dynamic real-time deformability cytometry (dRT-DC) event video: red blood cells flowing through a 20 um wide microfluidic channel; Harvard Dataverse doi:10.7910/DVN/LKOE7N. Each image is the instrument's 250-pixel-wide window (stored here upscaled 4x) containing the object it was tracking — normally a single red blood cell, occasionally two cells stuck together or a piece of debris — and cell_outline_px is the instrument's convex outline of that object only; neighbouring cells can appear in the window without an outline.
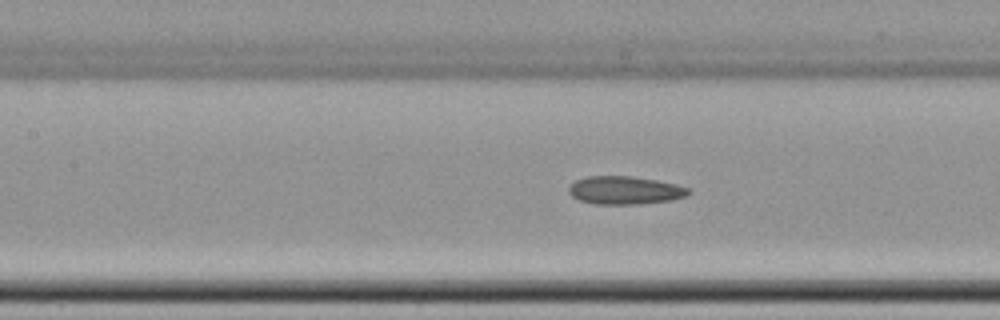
{"species": "common noctule bat (a hibernating species)", "species_latin": "Nyctalus noctula", "temperature_condition": "cold", "stored_images_in_passage": 13, "camera_frame_rate_fps": 3000, "um_per_image_px": 0.085, "animal": {"sex": "female", "body_mass_g": 22.7, "forearm_length_mm": 54.2}, "frame": {"image": 1, "passage_image": 11, "time_ms": 3.333, "image_size_px": [1000, 320], "cell_outline_px": [[692, 192], [688, 196], [668, 200], [640, 204], [596, 204], [580, 200], [572, 196], [568, 192], [568, 188], [576, 180], [588, 176], [632, 176], [656, 180], [676, 184], [688, 188]], "centroid_in_image_um": [53.13, 16.17], "position_along_channel_um": 154.3, "area_um2": 19.54}}